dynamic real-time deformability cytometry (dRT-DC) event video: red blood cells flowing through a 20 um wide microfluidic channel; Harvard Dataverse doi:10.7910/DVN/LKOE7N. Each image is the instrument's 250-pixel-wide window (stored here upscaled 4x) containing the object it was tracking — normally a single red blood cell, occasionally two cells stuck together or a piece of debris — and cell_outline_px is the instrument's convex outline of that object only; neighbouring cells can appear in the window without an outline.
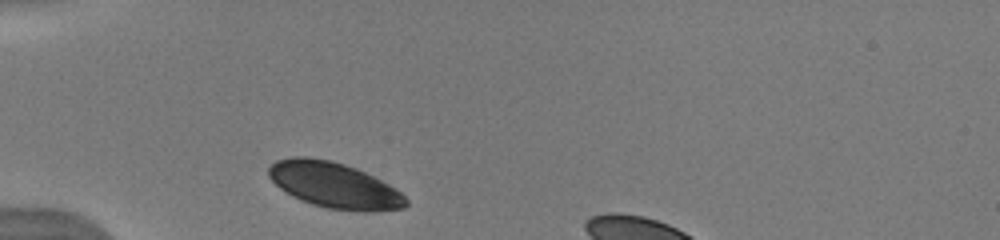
{"species": "human", "species_latin": "Homo sapiens", "temperature_condition": "warm", "stored_images_in_passage": 10, "camera_frame_rate_fps": 3000, "um_per_image_px": 0.085, "donor": {"sex": "male"}, "frame": {"image": 1, "passage_image": 1, "time_ms": 0.0, "image_size_px": [1000, 240], "cell_outline_px": [[408, 204], [404, 208], [376, 212], [356, 212], [328, 208], [312, 204], [300, 200], [292, 196], [280, 188], [268, 176], [268, 168], [276, 160], [296, 156], [308, 156], [332, 160], [356, 168], [388, 184], [400, 192], [408, 200]], "centroid_in_image_um": [28.41, 15.75], "position_along_channel_um": 56.6, "area_um2": 36.76}}
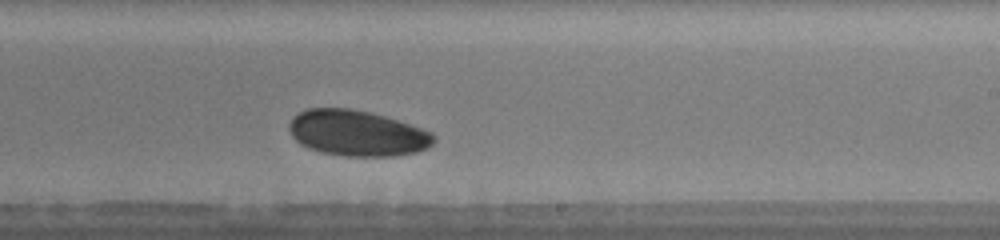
{"frame": {"image": 2, "passage_image": 10, "time_ms": 5.667, "image_size_px": [1000, 240], "cell_outline_px": [[436, 140], [428, 148], [416, 152], [396, 156], [344, 156], [320, 152], [308, 148], [300, 144], [292, 136], [288, 128], [288, 124], [292, 116], [308, 108], [348, 108], [368, 112], [384, 116], [432, 132], [436, 136]], "centroid_in_image_um": [30.33, 11.33], "position_along_channel_um": 258.7, "area_um2": 38.67}}